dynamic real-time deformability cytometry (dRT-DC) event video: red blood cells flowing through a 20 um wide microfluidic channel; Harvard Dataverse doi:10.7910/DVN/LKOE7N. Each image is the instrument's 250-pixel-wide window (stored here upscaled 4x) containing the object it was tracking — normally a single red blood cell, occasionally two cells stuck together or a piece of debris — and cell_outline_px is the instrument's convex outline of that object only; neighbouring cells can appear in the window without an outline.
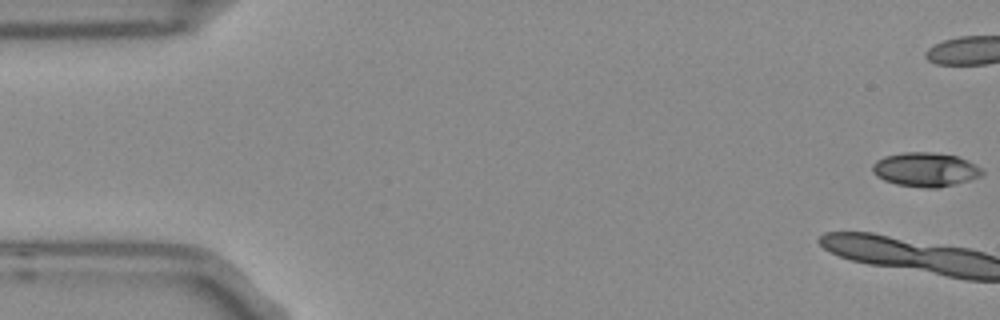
{"species": "Egyptian fruit bat (a non-hibernating species)", "species_latin": "Rousettus aegyptiacus", "temperature_condition": "room temperature", "stored_images_in_passage": 5, "camera_frame_rate_fps": 3000, "um_per_image_px": 0.085, "frame": {"image": 1, "passage_image": 1, "time_ms": 0.0, "image_size_px": [1000, 320], "cell_outline_px": [[984, 172], [980, 176], [956, 184], [940, 188], [924, 188], [896, 184], [884, 180], [876, 176], [872, 172], [872, 164], [876, 160], [884, 156], [904, 152], [932, 152], [956, 156], [968, 160], [980, 168]], "centroid_in_image_um": [78.63, 14.41], "position_along_channel_um": 6.4, "area_um2": 21.85}}